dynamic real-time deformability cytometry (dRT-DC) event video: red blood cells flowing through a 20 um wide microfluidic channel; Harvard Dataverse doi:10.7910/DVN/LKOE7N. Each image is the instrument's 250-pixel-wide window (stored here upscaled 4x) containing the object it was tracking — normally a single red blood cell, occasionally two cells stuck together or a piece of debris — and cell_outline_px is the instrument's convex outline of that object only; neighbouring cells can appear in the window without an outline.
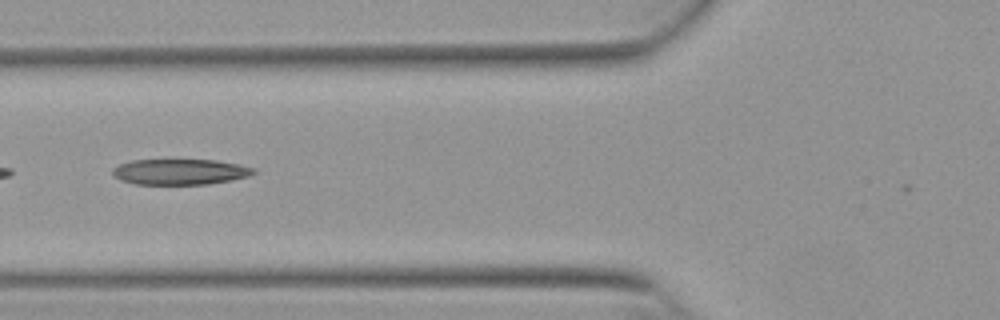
{"species": "Egyptian fruit bat (a non-hibernating species)", "species_latin": "Rousettus aegyptiacus", "temperature_condition": "warm", "stored_images_in_passage": 32, "camera_frame_rate_fps": 3000, "um_per_image_px": 0.085, "animal": {"sex": "female"}, "frame": {"image": 1, "passage_image": 5, "time_ms": 1.333, "image_size_px": [1000, 320], "cell_outline_px": [[256, 172], [248, 176], [232, 180], [208, 184], [136, 184], [120, 180], [112, 176], [112, 168], [120, 164], [132, 160], [216, 160], [240, 164], [256, 168]], "centroid_in_image_um": [15.31, 14.6], "position_along_channel_um": 110.5, "area_um2": 21.21}}
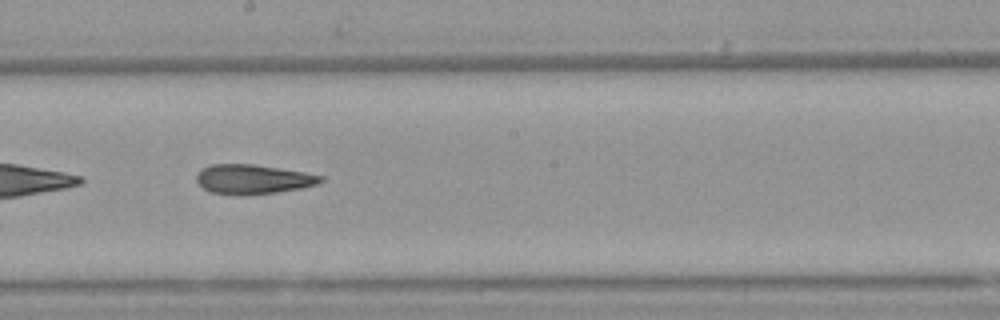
{"frame": {"image": 2, "passage_image": 14, "time_ms": 4.333, "image_size_px": [1000, 320], "cell_outline_px": [[324, 180], [320, 184], [300, 188], [276, 192], [212, 192], [204, 188], [196, 180], [196, 176], [204, 168], [212, 164], [256, 164], [304, 172], [324, 176]], "centroid_in_image_um": [21.59, 15.18], "position_along_channel_um": 226.6, "area_um2": 20.4}, "authors_computed_cell_mechanics": {"area_um2": 21.3571, "velocity_mm_per_s": 3.8742, "shape_relaxation_time_tau1_ms": null, "shape_relaxation_time_tau2_ms": 6.6556, "deformation_change_tau1": null, "deformation_change_tau2": 0.1868}}